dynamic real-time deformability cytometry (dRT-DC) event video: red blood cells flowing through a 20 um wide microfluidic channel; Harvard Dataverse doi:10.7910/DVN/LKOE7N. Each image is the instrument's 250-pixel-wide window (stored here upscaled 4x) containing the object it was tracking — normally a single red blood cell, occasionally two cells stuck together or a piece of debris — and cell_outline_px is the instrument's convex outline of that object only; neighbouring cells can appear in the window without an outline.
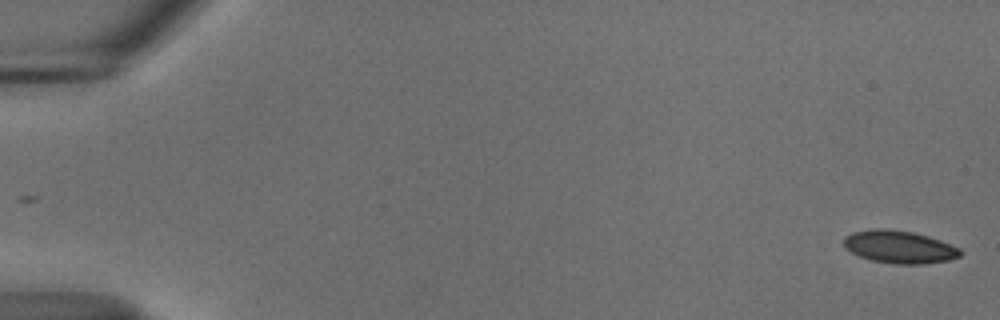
{"species": "common noctule bat (a hibernating species)", "species_latin": "Nyctalus noctula", "temperature_condition": "cold", "stored_images_in_passage": 56, "segment_of_instrument_passage": [1, 2], "camera_frame_rate_fps": 3000, "um_per_image_px": 0.085, "animal": {"sex": "male", "body_mass_g": 18.8}, "frame": {"image": 1, "passage_image": 1, "time_ms": 0.0, "image_size_px": [1000, 320], "cell_outline_px": [[960, 256], [948, 260], [920, 264], [896, 264], [872, 260], [860, 256], [844, 248], [844, 236], [852, 232], [876, 228], [888, 228], [912, 232], [928, 236], [940, 240], [960, 248]], "centroid_in_image_um": [76.41, 20.97], "position_along_channel_um": 8.6, "area_um2": 22.08}}
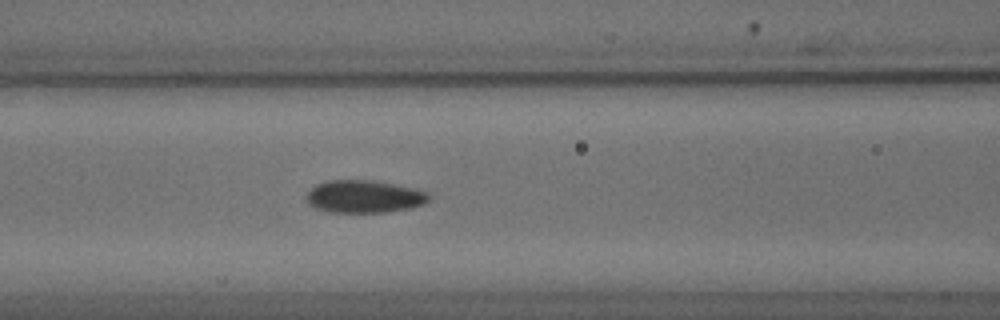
{"frame": {"image": 2, "passage_image": 24, "time_ms": 7.667, "image_size_px": [1000, 320], "cell_outline_px": [[432, 196], [424, 204], [408, 208], [388, 212], [328, 212], [316, 208], [308, 204], [304, 196], [316, 184], [328, 180], [372, 180], [412, 188], [428, 192]], "centroid_in_image_um": [30.92, 16.71], "position_along_channel_um": 135.7, "area_um2": 23.29}}
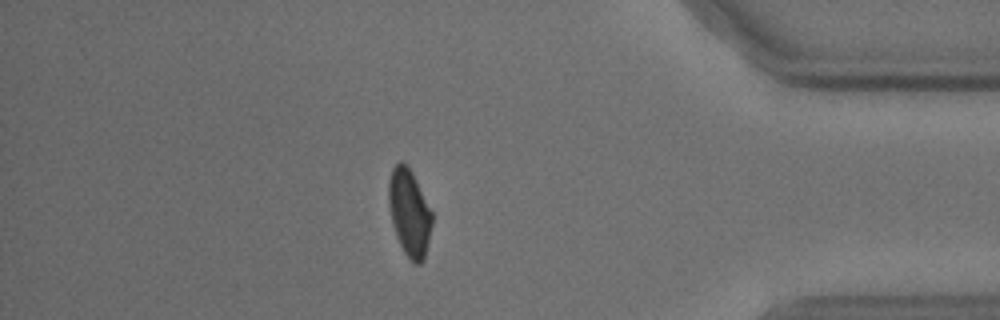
{"frame": {"image": 3, "passage_image": 48, "time_ms": 15.667, "image_size_px": [1000, 320], "cell_outline_px": [[432, 224], [424, 260], [420, 264], [412, 264], [404, 252], [396, 236], [392, 224], [388, 204], [388, 180], [392, 168], [400, 160], [408, 164], [432, 212]], "centroid_in_image_um": [34.77, 18.07], "position_along_channel_um": 400.4, "area_um2": 22.2}}